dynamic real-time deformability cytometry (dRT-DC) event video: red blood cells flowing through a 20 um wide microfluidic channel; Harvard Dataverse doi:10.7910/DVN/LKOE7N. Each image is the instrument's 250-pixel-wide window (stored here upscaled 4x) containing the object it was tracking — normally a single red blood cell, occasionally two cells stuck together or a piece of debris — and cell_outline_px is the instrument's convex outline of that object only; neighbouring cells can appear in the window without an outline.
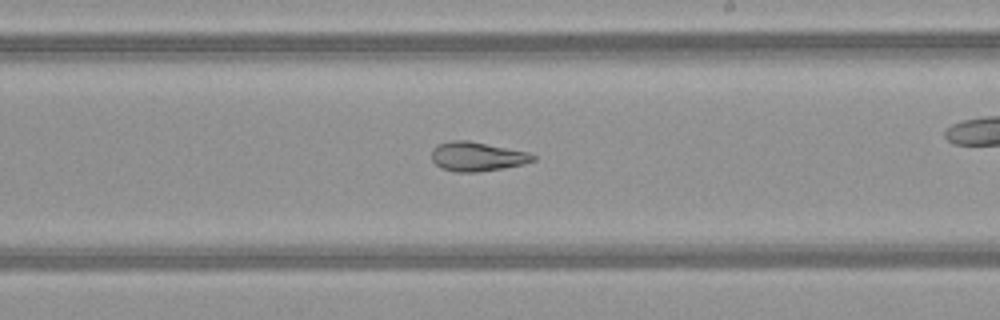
{"species": "common noctule bat (a hibernating species)", "species_latin": "Nyctalus noctula", "temperature_condition": "warm", "stored_images_in_passage": 51, "camera_frame_rate_fps": 3000, "um_per_image_px": 0.085, "animal": {"sex": "female", "body_mass_g": 21.9}, "frame": {"image": 1, "passage_image": 30, "time_ms": 9.667, "image_size_px": [1000, 320], "cell_outline_px": [[536, 160], [524, 164], [504, 168], [476, 172], [452, 172], [440, 168], [432, 160], [432, 148], [436, 144], [452, 140], [468, 140], [528, 152], [536, 156]], "centroid_in_image_um": [40.53, 13.31], "position_along_channel_um": 248.5, "area_um2": 17.46}}
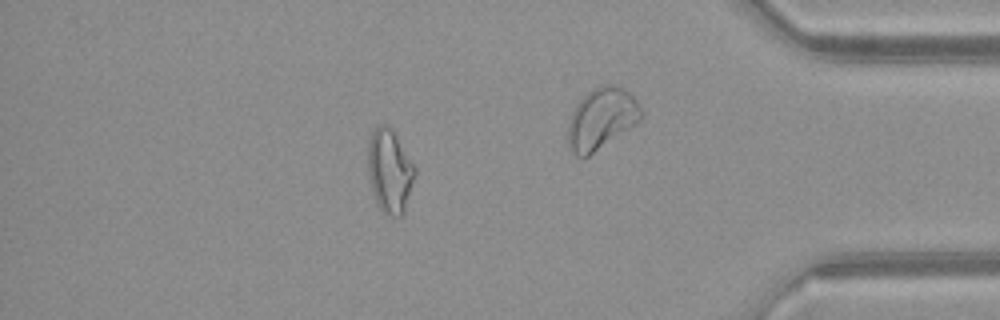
{"frame": {"image": 2, "passage_image": 44, "time_ms": 14.333, "image_size_px": [1000, 320], "cell_outline_px": [[416, 172], [404, 212], [400, 216], [388, 216], [376, 204], [368, 172], [368, 144], [372, 132], [380, 124], [388, 124], [392, 128], [416, 168]], "centroid_in_image_um": [33.12, 14.52], "position_along_channel_um": 402.1, "area_um2": 22.77}, "authors_computed_cell_mechanics": {"area_um2": 22.4842, "velocity_mm_per_s": 4.1317, "shape_relaxation_time_tau1_ms": null, "shape_relaxation_time_tau2_ms": 3.7367, "deformation_change_tau1": null, "deformation_change_tau2": 0.0984}}